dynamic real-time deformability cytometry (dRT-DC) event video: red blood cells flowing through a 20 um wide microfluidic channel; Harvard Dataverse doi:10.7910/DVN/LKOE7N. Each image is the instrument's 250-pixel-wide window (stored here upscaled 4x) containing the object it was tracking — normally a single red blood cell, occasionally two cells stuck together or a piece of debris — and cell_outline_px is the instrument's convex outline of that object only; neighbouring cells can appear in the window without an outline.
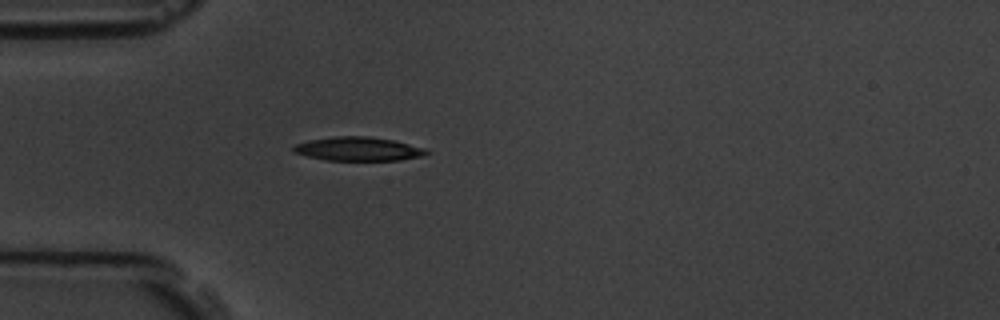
{"species": "common noctule bat (a hibernating species)", "species_latin": "Nyctalus noctula", "temperature_condition": "room temperature", "stored_images_in_passage": 1, "camera_frame_rate_fps": 3000, "um_per_image_px": 0.085, "animal": {"sex": "male", "body_mass_g": 19.5, "forearm_length_mm": 54.6}, "frame": {"image": 1, "passage_image": 1, "time_ms": 0.0, "image_size_px": [1000, 320], "cell_outline_px": [[432, 152], [420, 156], [400, 160], [324, 160], [292, 152], [292, 148], [296, 144], [308, 140], [336, 136], [368, 136], [392, 140], [424, 148]], "centroid_in_image_um": [30.42, 12.66], "position_along_channel_um": 54.6, "area_um2": 18.32}}